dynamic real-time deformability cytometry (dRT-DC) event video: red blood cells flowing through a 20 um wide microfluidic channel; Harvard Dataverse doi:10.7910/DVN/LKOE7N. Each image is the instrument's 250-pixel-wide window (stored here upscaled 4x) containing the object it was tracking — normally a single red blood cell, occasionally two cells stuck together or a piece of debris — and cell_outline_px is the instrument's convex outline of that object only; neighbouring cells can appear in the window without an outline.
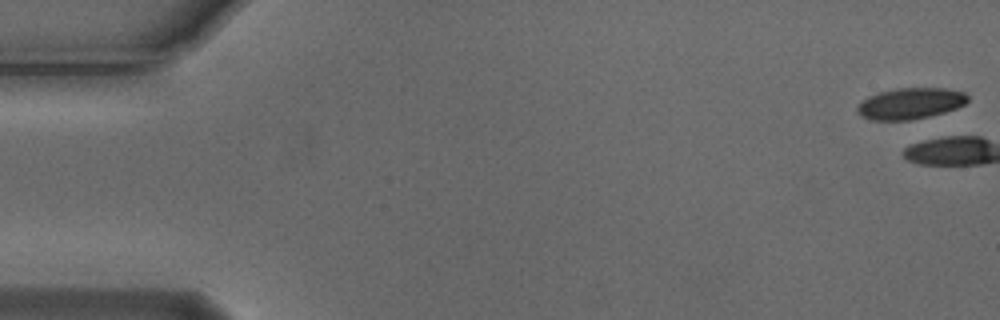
{"species": "Egyptian fruit bat (a non-hibernating species)", "species_latin": "Rousettus aegyptiacus", "temperature_condition": "cold", "stored_images_in_passage": 3, "camera_frame_rate_fps": 3000, "um_per_image_px": 0.085, "animal": {"sex": "male"}, "frame": {"image": 1, "passage_image": 1, "time_ms": 0.0, "image_size_px": [1000, 320], "cell_outline_px": [[968, 100], [964, 104], [956, 108], [944, 112], [928, 116], [908, 120], [872, 120], [860, 116], [856, 112], [856, 108], [868, 96], [880, 92], [900, 88], [944, 88], [964, 92], [968, 96]], "centroid_in_image_um": [77.37, 8.8], "position_along_channel_um": 7.6, "area_um2": 19.88}}